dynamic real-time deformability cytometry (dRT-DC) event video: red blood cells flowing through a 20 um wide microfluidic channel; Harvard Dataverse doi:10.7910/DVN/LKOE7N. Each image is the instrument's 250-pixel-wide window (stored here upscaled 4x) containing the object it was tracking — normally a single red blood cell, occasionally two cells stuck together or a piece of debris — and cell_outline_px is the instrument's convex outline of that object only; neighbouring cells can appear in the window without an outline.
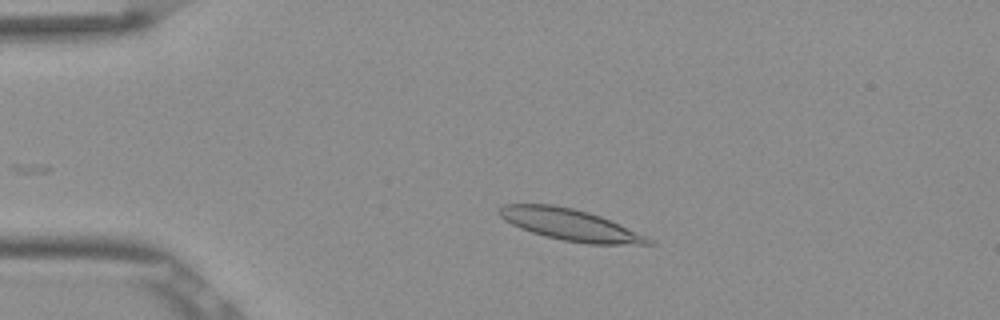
{"species": "Egyptian fruit bat (a non-hibernating species)", "species_latin": "Rousettus aegyptiacus", "temperature_condition": "room temperature", "stored_images_in_passage": 51, "camera_frame_rate_fps": 3000, "um_per_image_px": 0.085, "frame": {"image": 1, "passage_image": 10, "time_ms": 3.0, "image_size_px": [1000, 320], "cell_outline_px": [[656, 244], [588, 244], [564, 240], [544, 236], [520, 228], [504, 220], [496, 212], [504, 204], [552, 204], [572, 208], [588, 212], [600, 216], [644, 236], [652, 240]], "centroid_in_image_um": [48.38, 19.09], "position_along_channel_um": 36.6, "area_um2": 26.88}}
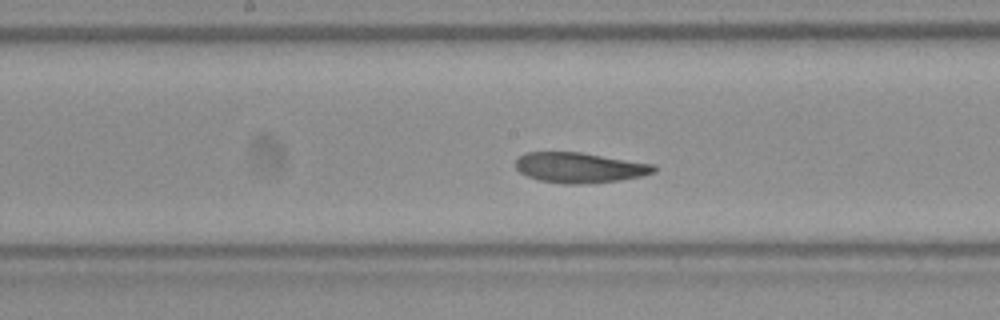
{"frame": {"image": 2, "passage_image": 26, "time_ms": 8.333, "image_size_px": [1000, 320], "cell_outline_px": [[656, 172], [644, 176], [620, 180], [576, 184], [564, 184], [540, 180], [528, 176], [520, 172], [516, 168], [516, 160], [524, 152], [580, 152], [656, 164]], "centroid_in_image_um": [49.31, 14.24], "position_along_channel_um": 198.9, "area_um2": 24.45}}
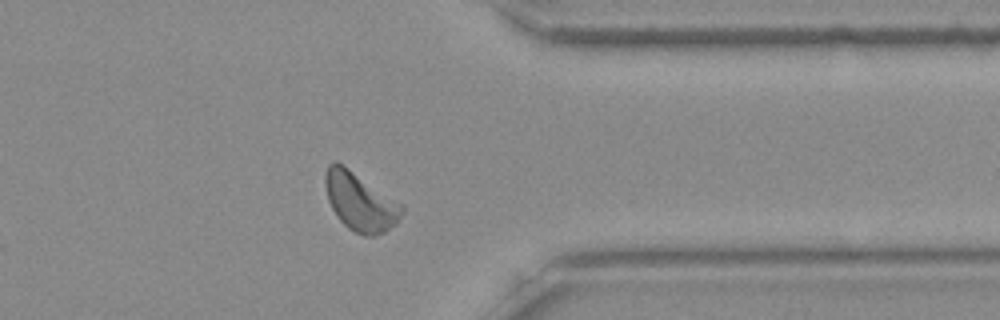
{"frame": {"image": 3, "passage_image": 41, "time_ms": 13.333, "image_size_px": [1000, 320], "cell_outline_px": [[404, 212], [396, 224], [384, 232], [372, 236], [364, 236], [348, 228], [336, 216], [328, 200], [324, 184], [324, 176], [328, 164], [332, 160], [336, 160], [404, 204]], "centroid_in_image_um": [30.62, 17.13], "position_along_channel_um": 380.8, "area_um2": 26.3}, "authors_computed_cell_mechanics": {"area_um2": 24.6228, "velocity_mm_per_s": 3.804, "shape_relaxation_time_tau1_ms": null, "shape_relaxation_time_tau2_ms": 7.196, "deformation_change_tau1": null, "deformation_change_tau2": 0.116}}